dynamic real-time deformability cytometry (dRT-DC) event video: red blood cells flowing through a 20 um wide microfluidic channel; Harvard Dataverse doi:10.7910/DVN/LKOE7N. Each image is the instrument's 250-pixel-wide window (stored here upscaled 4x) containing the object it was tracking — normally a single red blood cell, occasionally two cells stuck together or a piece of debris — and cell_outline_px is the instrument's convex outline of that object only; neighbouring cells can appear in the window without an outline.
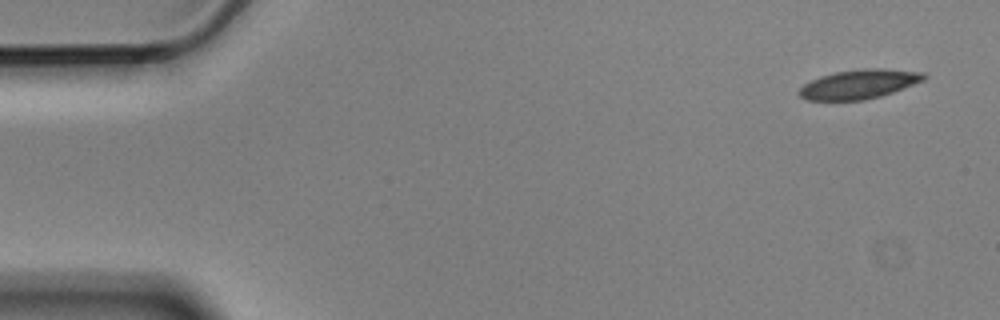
{"species": "Egyptian fruit bat (a non-hibernating species)", "species_latin": "Rousettus aegyptiacus", "temperature_condition": "cold", "stored_images_in_passage": 5, "camera_frame_rate_fps": 3000, "um_per_image_px": 0.085, "animal": {"sex": "male"}, "frame": {"image": 1, "passage_image": 1, "time_ms": 0.0, "image_size_px": [1000, 320], "cell_outline_px": [[928, 76], [924, 80], [892, 92], [880, 96], [864, 100], [804, 100], [796, 92], [804, 84], [820, 76], [836, 72], [864, 68], [884, 68], [924, 72]], "centroid_in_image_um": [73.01, 7.15], "position_along_channel_um": 12.0, "area_um2": 21.27}}
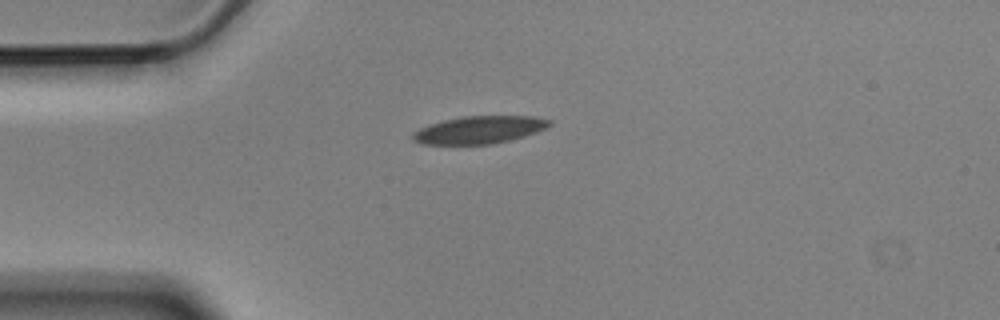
{"frame": {"image": 2, "passage_image": 4, "time_ms": 1.0, "image_size_px": [1000, 320], "cell_outline_px": [[552, 124], [548, 128], [524, 136], [492, 144], [420, 144], [412, 140], [412, 132], [428, 124], [460, 116], [536, 116], [552, 120]], "centroid_in_image_um": [40.74, 11.02], "position_along_channel_um": 44.3, "area_um2": 22.14}}